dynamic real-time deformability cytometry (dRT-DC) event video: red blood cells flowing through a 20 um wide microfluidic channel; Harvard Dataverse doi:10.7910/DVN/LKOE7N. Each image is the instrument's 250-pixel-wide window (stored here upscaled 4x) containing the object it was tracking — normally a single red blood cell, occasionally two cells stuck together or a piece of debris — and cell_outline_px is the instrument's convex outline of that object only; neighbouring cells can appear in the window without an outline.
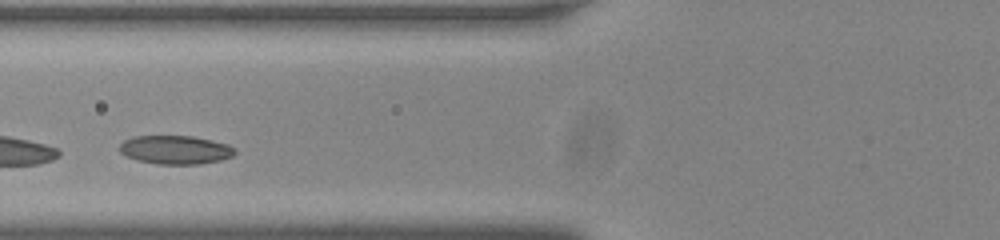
{"species": "common noctule bat (a hibernating species)", "species_latin": "Nyctalus noctula", "temperature_condition": "room temperature", "stored_images_in_passage": 11, "camera_frame_rate_fps": 3000, "um_per_image_px": 0.085, "animal": {"sex": "male", "body_mass_g": 20.0, "forearm_length_mm": 53.3}, "frame": {"image": 1, "passage_image": 8, "time_ms": 2.333, "image_size_px": [1000, 240], "cell_outline_px": [[236, 152], [232, 156], [220, 160], [200, 164], [156, 164], [136, 160], [124, 156], [120, 152], [120, 144], [124, 140], [132, 136], [192, 136], [212, 140], [228, 144], [236, 148]], "centroid_in_image_um": [14.9, 12.73], "position_along_channel_um": 110.9, "area_um2": 19.42}}